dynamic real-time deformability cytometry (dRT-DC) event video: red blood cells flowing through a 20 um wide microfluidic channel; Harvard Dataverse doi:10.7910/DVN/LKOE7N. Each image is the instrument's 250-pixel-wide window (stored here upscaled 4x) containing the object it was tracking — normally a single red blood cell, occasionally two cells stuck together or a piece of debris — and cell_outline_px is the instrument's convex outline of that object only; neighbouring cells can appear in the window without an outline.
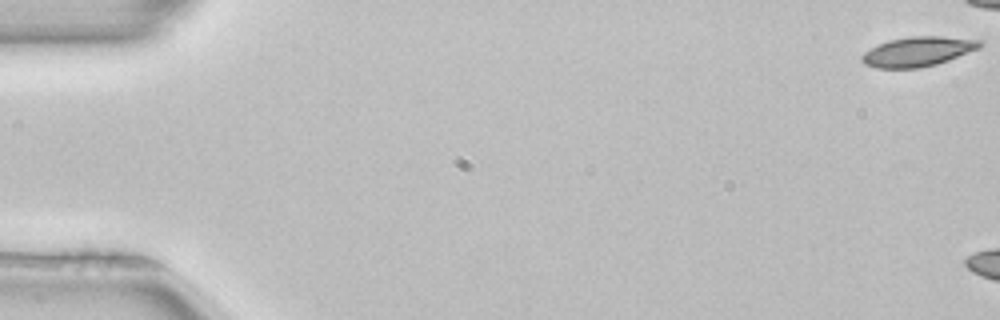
{"species": "common noctule bat (a hibernating species)", "species_latin": "Nyctalus noctula", "temperature_condition": "room temperature", "stored_images_in_passage": 6, "camera_frame_rate_fps": 3000, "um_per_image_px": 0.085, "animal": {"sex": "female", "body_mass_g": 22.7, "forearm_length_mm": 54.2}, "frame": {"image": 1, "passage_image": 1, "time_ms": 0.0, "image_size_px": [1000, 320], "cell_outline_px": [[984, 44], [980, 48], [948, 60], [936, 64], [920, 68], [876, 68], [864, 64], [860, 60], [860, 56], [864, 52], [880, 44], [892, 40], [912, 36], [940, 36], [984, 40]], "centroid_in_image_um": [78.05, 4.39], "position_along_channel_um": 7.0, "area_um2": 20.35}}